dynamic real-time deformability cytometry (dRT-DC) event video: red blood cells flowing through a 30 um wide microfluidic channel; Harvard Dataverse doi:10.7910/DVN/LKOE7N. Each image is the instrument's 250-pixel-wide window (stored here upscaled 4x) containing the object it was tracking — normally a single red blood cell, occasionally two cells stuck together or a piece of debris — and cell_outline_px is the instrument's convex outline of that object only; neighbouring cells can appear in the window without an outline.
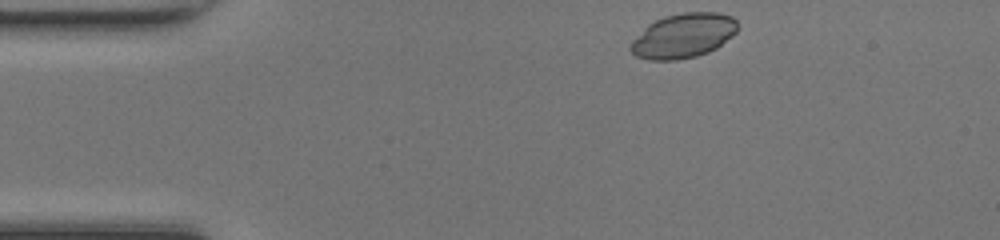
{"species": "common noctule bat (a hibernating species)", "species_latin": "Nyctalus noctula", "temperature_condition": "room temperature", "stored_images_in_passage": 42, "camera_frame_rate_fps": 3000, "um_per_image_px": 0.085, "animal": {"sex": "female", "body_mass_g": 17.0, "forearm_length_mm": 48.0}, "frame": {"image": 1, "passage_image": 1, "time_ms": 0.0, "image_size_px": [1000, 240], "cell_outline_px": [[736, 32], [732, 36], [716, 48], [708, 52], [696, 56], [676, 60], [648, 60], [636, 56], [628, 48], [632, 40], [648, 24], [664, 16], [684, 12], [720, 12], [732, 16], [736, 20]], "centroid_in_image_um": [58.07, 3.03], "position_along_channel_um": 26.9, "area_um2": 27.8}}
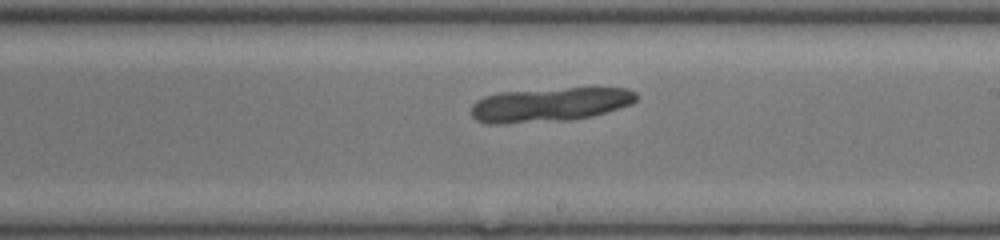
{"frame": {"image": 2, "passage_image": 21, "time_ms": 6.667, "image_size_px": [1000, 240], "cell_outline_px": [[636, 100], [632, 104], [592, 116], [568, 120], [504, 124], [488, 124], [476, 120], [472, 116], [472, 104], [476, 100], [484, 96], [500, 92], [568, 88], [628, 88], [636, 92]], "centroid_in_image_um": [46.7, 8.9], "position_along_channel_um": 242.3, "area_um2": 32.89}}
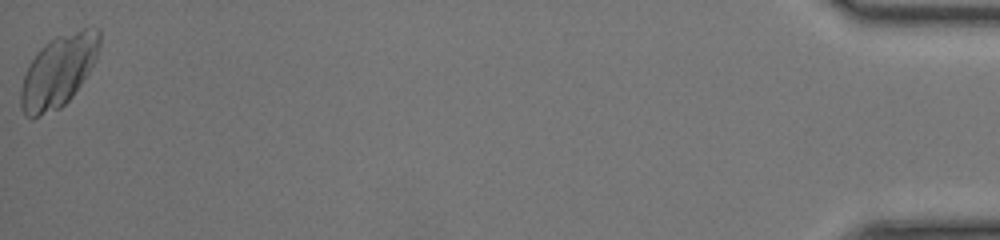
{"frame": {"image": 3, "passage_image": 42, "time_ms": 13.667, "image_size_px": [1000, 240], "cell_outline_px": [[100, 44], [96, 56], [88, 72], [72, 96], [60, 108], [32, 120], [24, 116], [20, 108], [20, 88], [24, 76], [32, 60], [40, 48], [56, 36], [84, 28], [100, 28]], "centroid_in_image_um": [4.93, 6.08], "position_along_channel_um": 430.3, "area_um2": 32.83}}